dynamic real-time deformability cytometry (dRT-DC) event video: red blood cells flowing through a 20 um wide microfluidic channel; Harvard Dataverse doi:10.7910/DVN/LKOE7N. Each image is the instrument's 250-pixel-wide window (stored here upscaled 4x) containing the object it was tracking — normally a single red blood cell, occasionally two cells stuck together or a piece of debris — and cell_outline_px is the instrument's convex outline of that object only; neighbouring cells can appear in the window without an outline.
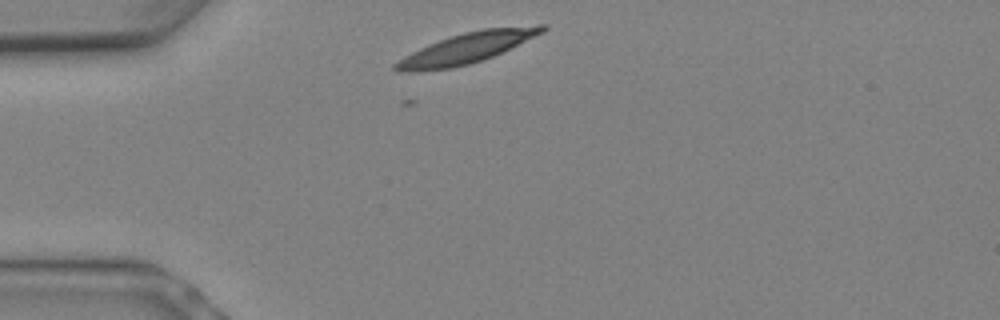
{"species": "Egyptian fruit bat (a non-hibernating species)", "species_latin": "Rousettus aegyptiacus", "temperature_condition": "warm", "stored_images_in_passage": 2, "camera_frame_rate_fps": 3000, "um_per_image_px": 0.085, "animal": {"sex": "female"}, "frame": {"image": 1, "passage_image": 1, "time_ms": 0.0, "image_size_px": [1000, 320], "cell_outline_px": [[548, 28], [544, 32], [492, 56], [468, 64], [452, 68], [416, 72], [404, 72], [392, 68], [392, 64], [404, 56], [428, 44], [464, 32], [484, 28], [540, 24], [548, 24]], "centroid_in_image_um": [39.67, 4.07], "position_along_channel_um": 45.3, "area_um2": 25.95}}